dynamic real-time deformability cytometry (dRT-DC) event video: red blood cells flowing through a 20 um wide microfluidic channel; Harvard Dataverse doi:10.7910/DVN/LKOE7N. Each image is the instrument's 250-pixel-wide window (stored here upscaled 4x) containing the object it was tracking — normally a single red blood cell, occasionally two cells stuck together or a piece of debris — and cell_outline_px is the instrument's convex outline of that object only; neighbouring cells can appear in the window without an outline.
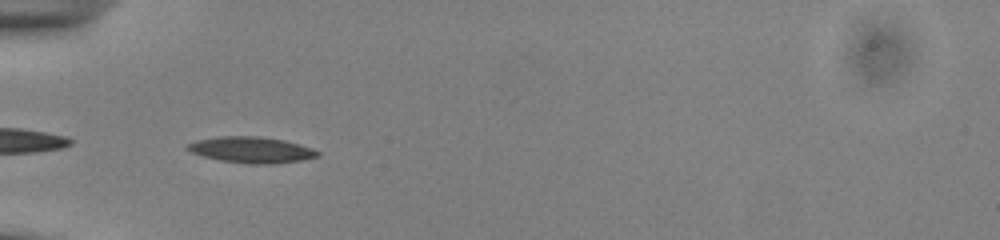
{"species": "common noctule bat (a hibernating species)", "species_latin": "Nyctalus noctula", "temperature_condition": "cold", "stored_images_in_passage": 37, "camera_frame_rate_fps": 3000, "um_per_image_px": 0.085, "animal": {"sex": "male", "body_mass_g": 13.0, "forearm_length_mm": 53.1}, "frame": {"image": 1, "passage_image": 2, "time_ms": 0.333, "image_size_px": [1000, 240], "cell_outline_px": [[320, 156], [300, 160], [272, 164], [248, 164], [220, 160], [204, 156], [192, 152], [184, 148], [188, 144], [196, 140], [220, 136], [260, 136], [284, 140], [312, 148], [320, 152]], "centroid_in_image_um": [21.37, 12.73], "position_along_channel_um": 63.6, "area_um2": 19.71}}
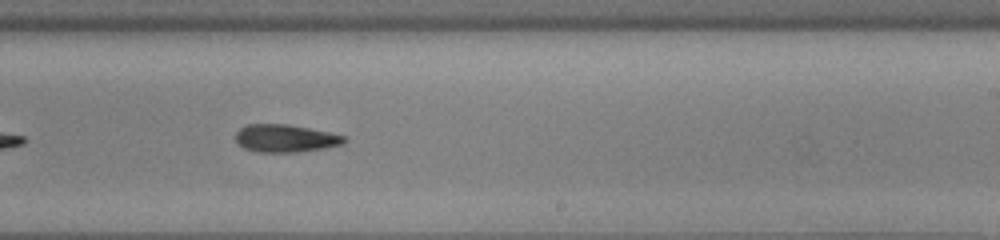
{"frame": {"image": 2, "passage_image": 18, "time_ms": 5.667, "image_size_px": [1000, 240], "cell_outline_px": [[348, 140], [344, 144], [324, 148], [300, 152], [256, 152], [244, 148], [236, 144], [236, 132], [240, 128], [248, 124], [288, 124], [328, 132], [344, 136]], "centroid_in_image_um": [24.24, 11.76], "position_along_channel_um": 264.8, "area_um2": 17.63}}
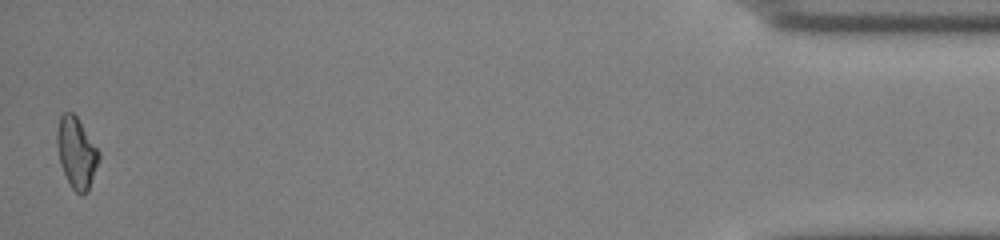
{"frame": {"image": 3, "passage_image": 37, "time_ms": 12.0, "image_size_px": [1000, 240], "cell_outline_px": [[100, 160], [88, 192], [76, 192], [72, 188], [60, 164], [56, 144], [56, 136], [60, 116], [64, 112], [72, 112], [76, 116], [100, 152]], "centroid_in_image_um": [6.51, 12.97], "position_along_channel_um": 428.7, "area_um2": 17.17}, "authors_computed_cell_mechanics": {"area_um2": 17.5712, "velocity_mm_per_s": 3.8826, "shape_relaxation_time_tau1_ms": 2.4398, "shape_relaxation_time_tau2_ms": 6.8609, "deformation_change_tau1": 0.098, "deformation_change_tau2": 0.1598}}